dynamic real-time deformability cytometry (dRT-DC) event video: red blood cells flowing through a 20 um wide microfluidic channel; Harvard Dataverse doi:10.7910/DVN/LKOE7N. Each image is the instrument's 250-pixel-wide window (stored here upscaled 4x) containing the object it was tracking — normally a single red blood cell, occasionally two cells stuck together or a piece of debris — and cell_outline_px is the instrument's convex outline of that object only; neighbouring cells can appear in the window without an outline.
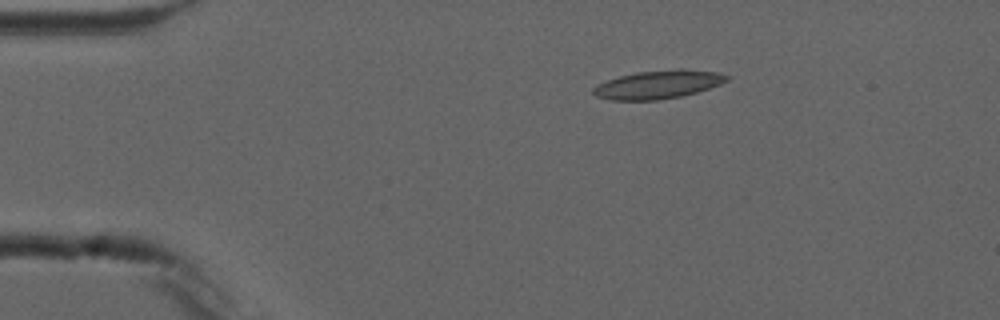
{"species": "common noctule bat (a hibernating species)", "species_latin": "Nyctalus noctula", "temperature_condition": "cold", "stored_images_in_passage": 6, "camera_frame_rate_fps": 3000, "um_per_image_px": 0.085, "animal": {"sex": "male", "forearm_length_mm": 52.5}, "frame": {"image": 1, "passage_image": 1, "time_ms": 0.0, "image_size_px": [1000, 320], "cell_outline_px": [[728, 80], [720, 84], [696, 92], [680, 96], [656, 100], [612, 100], [596, 96], [592, 92], [592, 88], [608, 80], [620, 76], [636, 72], [680, 68], [684, 68], [716, 72], [728, 76]], "centroid_in_image_um": [55.94, 7.17], "position_along_channel_um": 29.1, "area_um2": 21.85}}
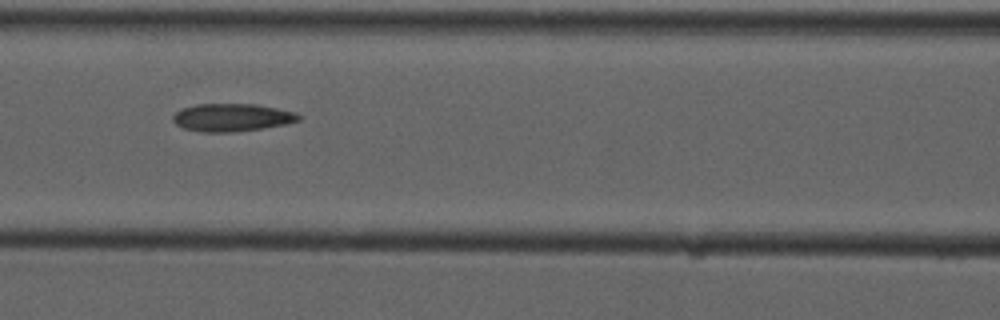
{"frame": {"image": 2, "passage_image": 5, "time_ms": 4.667, "image_size_px": [1000, 320], "cell_outline_px": [[304, 116], [300, 120], [284, 124], [264, 128], [232, 132], [200, 132], [184, 128], [176, 124], [172, 120], [172, 116], [180, 108], [196, 104], [256, 104], [296, 112]], "centroid_in_image_um": [19.71, 9.98], "position_along_channel_um": 146.9, "area_um2": 20.52}}
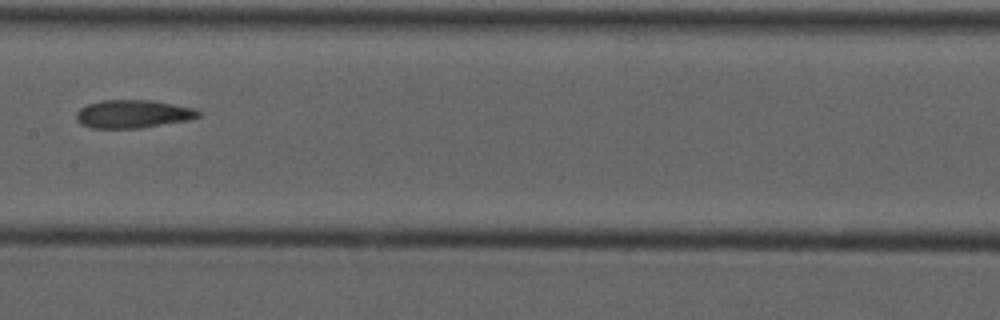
{"frame": {"image": 3, "passage_image": 6, "time_ms": 6.0, "image_size_px": [1000, 320], "cell_outline_px": [[200, 116], [188, 120], [140, 128], [92, 128], [80, 124], [76, 120], [76, 112], [80, 108], [88, 104], [100, 100], [152, 100], [192, 108], [200, 112]], "centroid_in_image_um": [11.25, 9.69], "position_along_channel_um": 196.2, "area_um2": 19.94}}